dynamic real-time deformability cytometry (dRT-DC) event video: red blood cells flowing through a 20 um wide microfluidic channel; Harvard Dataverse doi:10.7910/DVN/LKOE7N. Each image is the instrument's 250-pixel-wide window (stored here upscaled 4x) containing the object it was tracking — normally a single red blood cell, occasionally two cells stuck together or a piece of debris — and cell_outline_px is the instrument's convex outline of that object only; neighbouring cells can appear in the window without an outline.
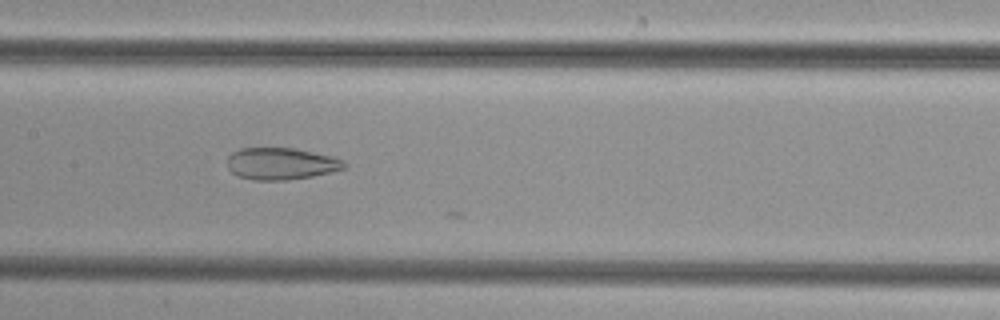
{"species": "common noctule bat (a hibernating species)", "species_latin": "Nyctalus noctula", "temperature_condition": "cold", "stored_images_in_passage": 29, "camera_frame_rate_fps": 3000, "um_per_image_px": 0.085, "animal": {"sex": "female", "body_mass_g": 29.2, "forearm_length_mm": 56.3}, "frame": {"image": 1, "passage_image": 14, "time_ms": 4.333, "image_size_px": [1000, 320], "cell_outline_px": [[348, 168], [332, 172], [312, 176], [288, 180], [252, 180], [236, 176], [228, 168], [228, 156], [232, 152], [240, 148], [296, 148], [332, 156], [348, 164]], "centroid_in_image_um": [23.9, 13.92], "position_along_channel_um": 183.5, "area_um2": 21.96}}
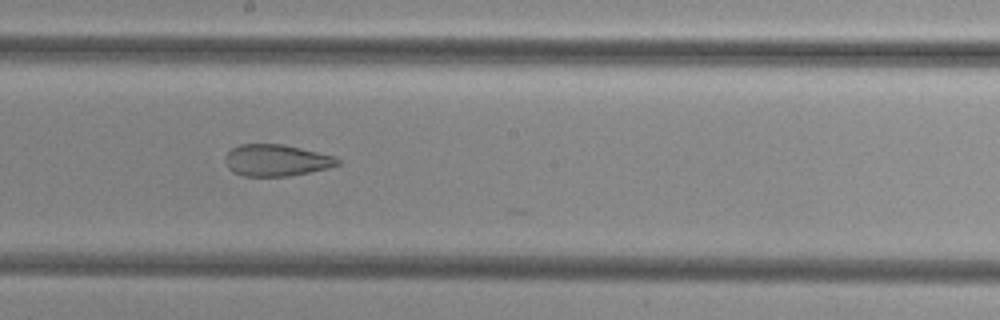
{"frame": {"image": 2, "passage_image": 17, "time_ms": 5.333, "image_size_px": [1000, 320], "cell_outline_px": [[340, 164], [328, 168], [288, 176], [244, 176], [228, 168], [224, 160], [224, 156], [232, 148], [240, 144], [284, 144], [336, 156], [340, 160]], "centroid_in_image_um": [23.5, 13.61], "position_along_channel_um": 224.7, "area_um2": 20.75}}
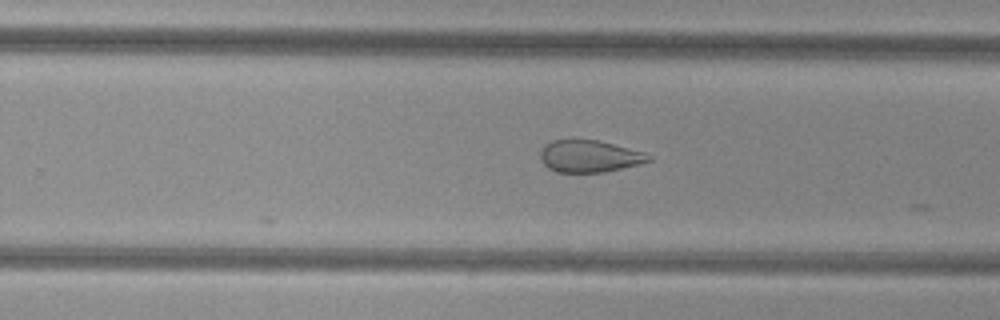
{"frame": {"image": 3, "passage_image": 21, "time_ms": 6.667, "image_size_px": [1000, 320], "cell_outline_px": [[652, 160], [640, 164], [604, 172], [556, 172], [548, 168], [540, 160], [540, 152], [544, 144], [552, 140], [600, 140], [644, 152], [652, 156]], "centroid_in_image_um": [50.1, 13.28], "position_along_channel_um": 279.7, "area_um2": 20.35}}